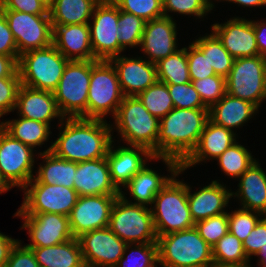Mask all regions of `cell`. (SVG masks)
I'll list each match as a JSON object with an SVG mask.
<instances>
[{"label": "cell", "mask_w": 266, "mask_h": 267, "mask_svg": "<svg viewBox=\"0 0 266 267\" xmlns=\"http://www.w3.org/2000/svg\"><path fill=\"white\" fill-rule=\"evenodd\" d=\"M222 2H229V4H235L241 9L243 8H264L266 7V0H222Z\"/></svg>", "instance_id": "obj_56"}, {"label": "cell", "mask_w": 266, "mask_h": 267, "mask_svg": "<svg viewBox=\"0 0 266 267\" xmlns=\"http://www.w3.org/2000/svg\"><path fill=\"white\" fill-rule=\"evenodd\" d=\"M12 188L5 182V180L0 175V195L10 191Z\"/></svg>", "instance_id": "obj_58"}, {"label": "cell", "mask_w": 266, "mask_h": 267, "mask_svg": "<svg viewBox=\"0 0 266 267\" xmlns=\"http://www.w3.org/2000/svg\"><path fill=\"white\" fill-rule=\"evenodd\" d=\"M113 119L112 133L116 131L121 138H113V141L144 147L157 157L160 119L153 116L137 96H124Z\"/></svg>", "instance_id": "obj_3"}, {"label": "cell", "mask_w": 266, "mask_h": 267, "mask_svg": "<svg viewBox=\"0 0 266 267\" xmlns=\"http://www.w3.org/2000/svg\"><path fill=\"white\" fill-rule=\"evenodd\" d=\"M186 56L191 82L216 75L208 62L207 55H204L193 42H189L186 46Z\"/></svg>", "instance_id": "obj_47"}, {"label": "cell", "mask_w": 266, "mask_h": 267, "mask_svg": "<svg viewBox=\"0 0 266 267\" xmlns=\"http://www.w3.org/2000/svg\"><path fill=\"white\" fill-rule=\"evenodd\" d=\"M210 28L234 59L259 55L251 18L235 15L223 23L212 24Z\"/></svg>", "instance_id": "obj_23"}, {"label": "cell", "mask_w": 266, "mask_h": 267, "mask_svg": "<svg viewBox=\"0 0 266 267\" xmlns=\"http://www.w3.org/2000/svg\"><path fill=\"white\" fill-rule=\"evenodd\" d=\"M192 84L207 108L220 101L226 93V79L219 75L193 80Z\"/></svg>", "instance_id": "obj_44"}, {"label": "cell", "mask_w": 266, "mask_h": 267, "mask_svg": "<svg viewBox=\"0 0 266 267\" xmlns=\"http://www.w3.org/2000/svg\"><path fill=\"white\" fill-rule=\"evenodd\" d=\"M39 158L42 162L35 167L37 170L35 169L34 177L30 182L73 188L77 162L59 158L51 151L38 154L37 160Z\"/></svg>", "instance_id": "obj_31"}, {"label": "cell", "mask_w": 266, "mask_h": 267, "mask_svg": "<svg viewBox=\"0 0 266 267\" xmlns=\"http://www.w3.org/2000/svg\"><path fill=\"white\" fill-rule=\"evenodd\" d=\"M137 97L145 108L159 119L166 116L174 108L167 84L160 81L142 91Z\"/></svg>", "instance_id": "obj_39"}, {"label": "cell", "mask_w": 266, "mask_h": 267, "mask_svg": "<svg viewBox=\"0 0 266 267\" xmlns=\"http://www.w3.org/2000/svg\"><path fill=\"white\" fill-rule=\"evenodd\" d=\"M20 85L19 71L12 77L0 78V118L14 112Z\"/></svg>", "instance_id": "obj_48"}, {"label": "cell", "mask_w": 266, "mask_h": 267, "mask_svg": "<svg viewBox=\"0 0 266 267\" xmlns=\"http://www.w3.org/2000/svg\"><path fill=\"white\" fill-rule=\"evenodd\" d=\"M208 120L209 108H173L160 119L157 157H169L181 164L197 146Z\"/></svg>", "instance_id": "obj_2"}, {"label": "cell", "mask_w": 266, "mask_h": 267, "mask_svg": "<svg viewBox=\"0 0 266 267\" xmlns=\"http://www.w3.org/2000/svg\"><path fill=\"white\" fill-rule=\"evenodd\" d=\"M117 196L119 195L79 196L68 216L73 237L78 238L84 233L107 227Z\"/></svg>", "instance_id": "obj_18"}, {"label": "cell", "mask_w": 266, "mask_h": 267, "mask_svg": "<svg viewBox=\"0 0 266 267\" xmlns=\"http://www.w3.org/2000/svg\"><path fill=\"white\" fill-rule=\"evenodd\" d=\"M18 71V62L11 56L0 54V78L12 77Z\"/></svg>", "instance_id": "obj_55"}, {"label": "cell", "mask_w": 266, "mask_h": 267, "mask_svg": "<svg viewBox=\"0 0 266 267\" xmlns=\"http://www.w3.org/2000/svg\"><path fill=\"white\" fill-rule=\"evenodd\" d=\"M21 218L20 230H27L30 243L26 247H47L64 243L72 238L69 217L55 213H14Z\"/></svg>", "instance_id": "obj_15"}, {"label": "cell", "mask_w": 266, "mask_h": 267, "mask_svg": "<svg viewBox=\"0 0 266 267\" xmlns=\"http://www.w3.org/2000/svg\"><path fill=\"white\" fill-rule=\"evenodd\" d=\"M163 1V14L164 17L174 19L175 15L195 17L193 19L206 18L208 14L212 13V8L207 4L205 0H162ZM171 13V14H170ZM203 19V20H202Z\"/></svg>", "instance_id": "obj_41"}, {"label": "cell", "mask_w": 266, "mask_h": 267, "mask_svg": "<svg viewBox=\"0 0 266 267\" xmlns=\"http://www.w3.org/2000/svg\"><path fill=\"white\" fill-rule=\"evenodd\" d=\"M123 98L117 71L112 62L91 60L87 119L107 121L109 115L113 119Z\"/></svg>", "instance_id": "obj_6"}, {"label": "cell", "mask_w": 266, "mask_h": 267, "mask_svg": "<svg viewBox=\"0 0 266 267\" xmlns=\"http://www.w3.org/2000/svg\"><path fill=\"white\" fill-rule=\"evenodd\" d=\"M266 18L259 21L258 19H251L254 27V34L256 38V44L259 51V55L266 58Z\"/></svg>", "instance_id": "obj_53"}, {"label": "cell", "mask_w": 266, "mask_h": 267, "mask_svg": "<svg viewBox=\"0 0 266 267\" xmlns=\"http://www.w3.org/2000/svg\"><path fill=\"white\" fill-rule=\"evenodd\" d=\"M185 170L180 167L155 196L150 206L157 237L194 227L188 198L187 182L180 179ZM178 178V179H177Z\"/></svg>", "instance_id": "obj_4"}, {"label": "cell", "mask_w": 266, "mask_h": 267, "mask_svg": "<svg viewBox=\"0 0 266 267\" xmlns=\"http://www.w3.org/2000/svg\"><path fill=\"white\" fill-rule=\"evenodd\" d=\"M257 264L255 266L257 267H266V254H257L255 256Z\"/></svg>", "instance_id": "obj_57"}, {"label": "cell", "mask_w": 266, "mask_h": 267, "mask_svg": "<svg viewBox=\"0 0 266 267\" xmlns=\"http://www.w3.org/2000/svg\"><path fill=\"white\" fill-rule=\"evenodd\" d=\"M259 159L237 179V190L231 191L239 208L256 211L266 216V171Z\"/></svg>", "instance_id": "obj_27"}, {"label": "cell", "mask_w": 266, "mask_h": 267, "mask_svg": "<svg viewBox=\"0 0 266 267\" xmlns=\"http://www.w3.org/2000/svg\"><path fill=\"white\" fill-rule=\"evenodd\" d=\"M210 33L193 39V43L207 55L210 66L213 67L216 75L222 76L225 79L228 77L231 68L233 67L234 58L230 55L227 49L223 46L217 35L210 30Z\"/></svg>", "instance_id": "obj_34"}, {"label": "cell", "mask_w": 266, "mask_h": 267, "mask_svg": "<svg viewBox=\"0 0 266 267\" xmlns=\"http://www.w3.org/2000/svg\"><path fill=\"white\" fill-rule=\"evenodd\" d=\"M263 217L259 212L239 207L231 210L228 212L229 232L243 242Z\"/></svg>", "instance_id": "obj_42"}, {"label": "cell", "mask_w": 266, "mask_h": 267, "mask_svg": "<svg viewBox=\"0 0 266 267\" xmlns=\"http://www.w3.org/2000/svg\"><path fill=\"white\" fill-rule=\"evenodd\" d=\"M53 45L68 60H97L91 47L89 24L52 25Z\"/></svg>", "instance_id": "obj_28"}, {"label": "cell", "mask_w": 266, "mask_h": 267, "mask_svg": "<svg viewBox=\"0 0 266 267\" xmlns=\"http://www.w3.org/2000/svg\"><path fill=\"white\" fill-rule=\"evenodd\" d=\"M16 41L19 56L53 44L50 15H34L13 10H2Z\"/></svg>", "instance_id": "obj_14"}, {"label": "cell", "mask_w": 266, "mask_h": 267, "mask_svg": "<svg viewBox=\"0 0 266 267\" xmlns=\"http://www.w3.org/2000/svg\"><path fill=\"white\" fill-rule=\"evenodd\" d=\"M23 201L15 213H55L69 216L78 200L74 188L29 182L22 190Z\"/></svg>", "instance_id": "obj_13"}, {"label": "cell", "mask_w": 266, "mask_h": 267, "mask_svg": "<svg viewBox=\"0 0 266 267\" xmlns=\"http://www.w3.org/2000/svg\"><path fill=\"white\" fill-rule=\"evenodd\" d=\"M0 126L13 138L31 147L36 152L38 151V154L52 150L53 142L49 140L50 135L53 134L51 131L53 127L49 124L17 116L16 119L12 120H0ZM47 142H51V144L48 145L49 147L46 144L44 147L47 148L41 151L40 149Z\"/></svg>", "instance_id": "obj_30"}, {"label": "cell", "mask_w": 266, "mask_h": 267, "mask_svg": "<svg viewBox=\"0 0 266 267\" xmlns=\"http://www.w3.org/2000/svg\"><path fill=\"white\" fill-rule=\"evenodd\" d=\"M108 228L127 244L157 242L150 207L130 203L121 195L113 205Z\"/></svg>", "instance_id": "obj_9"}, {"label": "cell", "mask_w": 266, "mask_h": 267, "mask_svg": "<svg viewBox=\"0 0 266 267\" xmlns=\"http://www.w3.org/2000/svg\"><path fill=\"white\" fill-rule=\"evenodd\" d=\"M166 167L167 175L155 170L149 162L122 188L120 195L128 202L133 204L145 205L150 207L153 204L155 196L169 182V180L178 173L181 164L169 157H158ZM150 166V167H149ZM152 167V168H151ZM131 197H127L126 195Z\"/></svg>", "instance_id": "obj_16"}, {"label": "cell", "mask_w": 266, "mask_h": 267, "mask_svg": "<svg viewBox=\"0 0 266 267\" xmlns=\"http://www.w3.org/2000/svg\"><path fill=\"white\" fill-rule=\"evenodd\" d=\"M175 19L162 17L145 23L140 52L151 63H158L180 49Z\"/></svg>", "instance_id": "obj_20"}, {"label": "cell", "mask_w": 266, "mask_h": 267, "mask_svg": "<svg viewBox=\"0 0 266 267\" xmlns=\"http://www.w3.org/2000/svg\"><path fill=\"white\" fill-rule=\"evenodd\" d=\"M114 65L124 96H138L158 81L156 64L143 56L121 54L110 59Z\"/></svg>", "instance_id": "obj_22"}, {"label": "cell", "mask_w": 266, "mask_h": 267, "mask_svg": "<svg viewBox=\"0 0 266 267\" xmlns=\"http://www.w3.org/2000/svg\"><path fill=\"white\" fill-rule=\"evenodd\" d=\"M73 188L79 196L120 195L111 181L106 157L77 163Z\"/></svg>", "instance_id": "obj_26"}, {"label": "cell", "mask_w": 266, "mask_h": 267, "mask_svg": "<svg viewBox=\"0 0 266 267\" xmlns=\"http://www.w3.org/2000/svg\"><path fill=\"white\" fill-rule=\"evenodd\" d=\"M239 140L238 133L208 120L197 146L181 163L185 171L202 163L214 162L225 150Z\"/></svg>", "instance_id": "obj_24"}, {"label": "cell", "mask_w": 266, "mask_h": 267, "mask_svg": "<svg viewBox=\"0 0 266 267\" xmlns=\"http://www.w3.org/2000/svg\"><path fill=\"white\" fill-rule=\"evenodd\" d=\"M91 60H70L53 91L61 114L65 118H86Z\"/></svg>", "instance_id": "obj_8"}, {"label": "cell", "mask_w": 266, "mask_h": 267, "mask_svg": "<svg viewBox=\"0 0 266 267\" xmlns=\"http://www.w3.org/2000/svg\"><path fill=\"white\" fill-rule=\"evenodd\" d=\"M33 250L40 267H85L78 238L47 247H27Z\"/></svg>", "instance_id": "obj_32"}, {"label": "cell", "mask_w": 266, "mask_h": 267, "mask_svg": "<svg viewBox=\"0 0 266 267\" xmlns=\"http://www.w3.org/2000/svg\"><path fill=\"white\" fill-rule=\"evenodd\" d=\"M258 254H266V247L265 248H261L260 252Z\"/></svg>", "instance_id": "obj_62"}, {"label": "cell", "mask_w": 266, "mask_h": 267, "mask_svg": "<svg viewBox=\"0 0 266 267\" xmlns=\"http://www.w3.org/2000/svg\"><path fill=\"white\" fill-rule=\"evenodd\" d=\"M14 112L17 116L40 121L50 126L54 120L58 119L59 125L65 118L58 108L53 92L33 89L22 84L17 93Z\"/></svg>", "instance_id": "obj_25"}, {"label": "cell", "mask_w": 266, "mask_h": 267, "mask_svg": "<svg viewBox=\"0 0 266 267\" xmlns=\"http://www.w3.org/2000/svg\"><path fill=\"white\" fill-rule=\"evenodd\" d=\"M38 152L13 138L0 126V175L20 191L34 177Z\"/></svg>", "instance_id": "obj_11"}, {"label": "cell", "mask_w": 266, "mask_h": 267, "mask_svg": "<svg viewBox=\"0 0 266 267\" xmlns=\"http://www.w3.org/2000/svg\"><path fill=\"white\" fill-rule=\"evenodd\" d=\"M254 266V264L252 265V263L251 264H246V265H241V266H221V267H253Z\"/></svg>", "instance_id": "obj_61"}, {"label": "cell", "mask_w": 266, "mask_h": 267, "mask_svg": "<svg viewBox=\"0 0 266 267\" xmlns=\"http://www.w3.org/2000/svg\"><path fill=\"white\" fill-rule=\"evenodd\" d=\"M69 61L53 44L23 53L18 61L21 84L53 92Z\"/></svg>", "instance_id": "obj_7"}, {"label": "cell", "mask_w": 266, "mask_h": 267, "mask_svg": "<svg viewBox=\"0 0 266 267\" xmlns=\"http://www.w3.org/2000/svg\"><path fill=\"white\" fill-rule=\"evenodd\" d=\"M42 3H44L48 8H50L55 0H40Z\"/></svg>", "instance_id": "obj_60"}, {"label": "cell", "mask_w": 266, "mask_h": 267, "mask_svg": "<svg viewBox=\"0 0 266 267\" xmlns=\"http://www.w3.org/2000/svg\"><path fill=\"white\" fill-rule=\"evenodd\" d=\"M226 93L251 102L259 110L266 101V58H237L226 78Z\"/></svg>", "instance_id": "obj_10"}, {"label": "cell", "mask_w": 266, "mask_h": 267, "mask_svg": "<svg viewBox=\"0 0 266 267\" xmlns=\"http://www.w3.org/2000/svg\"><path fill=\"white\" fill-rule=\"evenodd\" d=\"M19 240L12 248L5 267H40L32 249Z\"/></svg>", "instance_id": "obj_51"}, {"label": "cell", "mask_w": 266, "mask_h": 267, "mask_svg": "<svg viewBox=\"0 0 266 267\" xmlns=\"http://www.w3.org/2000/svg\"><path fill=\"white\" fill-rule=\"evenodd\" d=\"M257 113L259 115V109L251 102L225 93L220 101L209 108V120L237 133Z\"/></svg>", "instance_id": "obj_29"}, {"label": "cell", "mask_w": 266, "mask_h": 267, "mask_svg": "<svg viewBox=\"0 0 266 267\" xmlns=\"http://www.w3.org/2000/svg\"><path fill=\"white\" fill-rule=\"evenodd\" d=\"M194 227L204 241L212 247L229 232L228 212L198 221Z\"/></svg>", "instance_id": "obj_45"}, {"label": "cell", "mask_w": 266, "mask_h": 267, "mask_svg": "<svg viewBox=\"0 0 266 267\" xmlns=\"http://www.w3.org/2000/svg\"><path fill=\"white\" fill-rule=\"evenodd\" d=\"M158 81L165 84L191 82L186 56V46L156 63Z\"/></svg>", "instance_id": "obj_36"}, {"label": "cell", "mask_w": 266, "mask_h": 267, "mask_svg": "<svg viewBox=\"0 0 266 267\" xmlns=\"http://www.w3.org/2000/svg\"><path fill=\"white\" fill-rule=\"evenodd\" d=\"M207 2V4L212 8V9H215V3L216 2H222V0H205ZM215 2V3H214Z\"/></svg>", "instance_id": "obj_59"}, {"label": "cell", "mask_w": 266, "mask_h": 267, "mask_svg": "<svg viewBox=\"0 0 266 267\" xmlns=\"http://www.w3.org/2000/svg\"><path fill=\"white\" fill-rule=\"evenodd\" d=\"M118 6L112 0H100L89 21L91 47L97 60H110L126 51L119 44Z\"/></svg>", "instance_id": "obj_12"}, {"label": "cell", "mask_w": 266, "mask_h": 267, "mask_svg": "<svg viewBox=\"0 0 266 267\" xmlns=\"http://www.w3.org/2000/svg\"><path fill=\"white\" fill-rule=\"evenodd\" d=\"M266 247V216H264L243 241V248L246 256L251 260Z\"/></svg>", "instance_id": "obj_49"}, {"label": "cell", "mask_w": 266, "mask_h": 267, "mask_svg": "<svg viewBox=\"0 0 266 267\" xmlns=\"http://www.w3.org/2000/svg\"><path fill=\"white\" fill-rule=\"evenodd\" d=\"M113 141L106 156L110 177L115 187L122 188L136 175L148 162H158L148 149L140 146H126Z\"/></svg>", "instance_id": "obj_19"}, {"label": "cell", "mask_w": 266, "mask_h": 267, "mask_svg": "<svg viewBox=\"0 0 266 267\" xmlns=\"http://www.w3.org/2000/svg\"><path fill=\"white\" fill-rule=\"evenodd\" d=\"M214 267L241 266L250 264L246 256L243 242L228 232L214 246H212Z\"/></svg>", "instance_id": "obj_37"}, {"label": "cell", "mask_w": 266, "mask_h": 267, "mask_svg": "<svg viewBox=\"0 0 266 267\" xmlns=\"http://www.w3.org/2000/svg\"><path fill=\"white\" fill-rule=\"evenodd\" d=\"M0 9L34 15H49V8L40 0H0Z\"/></svg>", "instance_id": "obj_50"}, {"label": "cell", "mask_w": 266, "mask_h": 267, "mask_svg": "<svg viewBox=\"0 0 266 267\" xmlns=\"http://www.w3.org/2000/svg\"><path fill=\"white\" fill-rule=\"evenodd\" d=\"M51 152L72 162H83L107 156L113 142L111 122L99 119L64 118L58 125Z\"/></svg>", "instance_id": "obj_1"}, {"label": "cell", "mask_w": 266, "mask_h": 267, "mask_svg": "<svg viewBox=\"0 0 266 267\" xmlns=\"http://www.w3.org/2000/svg\"><path fill=\"white\" fill-rule=\"evenodd\" d=\"M174 108L197 109L207 108L200 99L192 82L185 84H167Z\"/></svg>", "instance_id": "obj_46"}, {"label": "cell", "mask_w": 266, "mask_h": 267, "mask_svg": "<svg viewBox=\"0 0 266 267\" xmlns=\"http://www.w3.org/2000/svg\"><path fill=\"white\" fill-rule=\"evenodd\" d=\"M145 21L134 14L124 12L118 8V39L120 46L126 51L140 46L144 32Z\"/></svg>", "instance_id": "obj_40"}, {"label": "cell", "mask_w": 266, "mask_h": 267, "mask_svg": "<svg viewBox=\"0 0 266 267\" xmlns=\"http://www.w3.org/2000/svg\"><path fill=\"white\" fill-rule=\"evenodd\" d=\"M120 10L134 14L145 22L164 17L162 0H112Z\"/></svg>", "instance_id": "obj_43"}, {"label": "cell", "mask_w": 266, "mask_h": 267, "mask_svg": "<svg viewBox=\"0 0 266 267\" xmlns=\"http://www.w3.org/2000/svg\"><path fill=\"white\" fill-rule=\"evenodd\" d=\"M18 241L19 239H14L0 231V267H5L10 252Z\"/></svg>", "instance_id": "obj_54"}, {"label": "cell", "mask_w": 266, "mask_h": 267, "mask_svg": "<svg viewBox=\"0 0 266 267\" xmlns=\"http://www.w3.org/2000/svg\"><path fill=\"white\" fill-rule=\"evenodd\" d=\"M192 187L187 183L188 205L194 223L229 211L232 189L221 179L212 180L203 187L201 185L199 190L195 188L196 191Z\"/></svg>", "instance_id": "obj_21"}, {"label": "cell", "mask_w": 266, "mask_h": 267, "mask_svg": "<svg viewBox=\"0 0 266 267\" xmlns=\"http://www.w3.org/2000/svg\"><path fill=\"white\" fill-rule=\"evenodd\" d=\"M240 142H235L215 160L221 172L233 180H237L257 160L246 148L248 146Z\"/></svg>", "instance_id": "obj_35"}, {"label": "cell", "mask_w": 266, "mask_h": 267, "mask_svg": "<svg viewBox=\"0 0 266 267\" xmlns=\"http://www.w3.org/2000/svg\"><path fill=\"white\" fill-rule=\"evenodd\" d=\"M78 240L85 267H115L127 245L108 226L84 233Z\"/></svg>", "instance_id": "obj_17"}, {"label": "cell", "mask_w": 266, "mask_h": 267, "mask_svg": "<svg viewBox=\"0 0 266 267\" xmlns=\"http://www.w3.org/2000/svg\"><path fill=\"white\" fill-rule=\"evenodd\" d=\"M159 267H214L212 247L195 227L157 237Z\"/></svg>", "instance_id": "obj_5"}, {"label": "cell", "mask_w": 266, "mask_h": 267, "mask_svg": "<svg viewBox=\"0 0 266 267\" xmlns=\"http://www.w3.org/2000/svg\"><path fill=\"white\" fill-rule=\"evenodd\" d=\"M115 267H159L157 242L127 244Z\"/></svg>", "instance_id": "obj_38"}, {"label": "cell", "mask_w": 266, "mask_h": 267, "mask_svg": "<svg viewBox=\"0 0 266 267\" xmlns=\"http://www.w3.org/2000/svg\"><path fill=\"white\" fill-rule=\"evenodd\" d=\"M0 54L11 56L19 61L18 48L14 36L8 26L5 15L0 9Z\"/></svg>", "instance_id": "obj_52"}, {"label": "cell", "mask_w": 266, "mask_h": 267, "mask_svg": "<svg viewBox=\"0 0 266 267\" xmlns=\"http://www.w3.org/2000/svg\"><path fill=\"white\" fill-rule=\"evenodd\" d=\"M100 0H55L49 8L52 25L89 24Z\"/></svg>", "instance_id": "obj_33"}]
</instances>
